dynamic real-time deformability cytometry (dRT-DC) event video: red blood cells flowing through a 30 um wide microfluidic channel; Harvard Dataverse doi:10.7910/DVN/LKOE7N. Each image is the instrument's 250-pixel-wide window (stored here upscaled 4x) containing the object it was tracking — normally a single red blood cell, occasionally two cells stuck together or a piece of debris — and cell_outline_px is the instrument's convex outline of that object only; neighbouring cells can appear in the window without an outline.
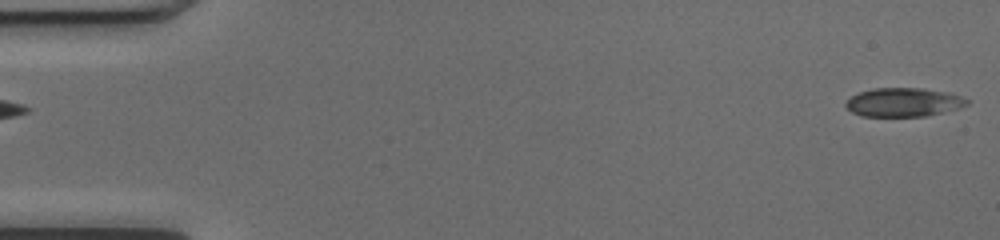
{"species": "common noctule bat (a hibernating species)", "species_latin": "Nyctalus noctula", "temperature_condition": "cold", "stored_images_in_passage": 50, "camera_frame_rate_fps": 3000, "um_per_image_px": 0.085, "animal": {"sex": "female", "body_mass_g": 17.0, "forearm_length_mm": 48.0}, "frame": {"image": 1, "passage_image": 1, "time_ms": 0.0, "image_size_px": [1000, 240], "cell_outline_px": [[968, 104], [956, 108], [924, 116], [860, 116], [852, 112], [844, 104], [852, 96], [860, 92], [872, 88], [924, 88], [948, 92], [960, 96], [968, 100]], "centroid_in_image_um": [76.77, 8.68], "position_along_channel_um": 8.2, "area_um2": 20.06}}
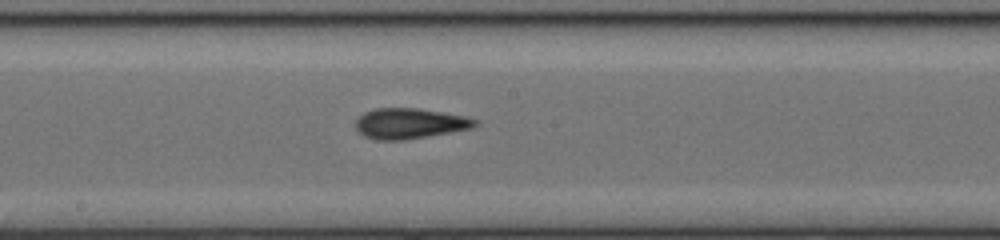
{"frame": {"image": 2, "passage_image": 27, "time_ms": 8.667, "image_size_px": [1000, 240], "cell_outline_px": [[480, 124], [472, 128], [428, 136], [404, 140], [376, 140], [364, 136], [356, 128], [356, 120], [364, 112], [372, 108], [420, 108], [464, 116], [476, 120]], "centroid_in_image_um": [34.81, 10.49], "position_along_channel_um": 213.4, "area_um2": 21.21}}
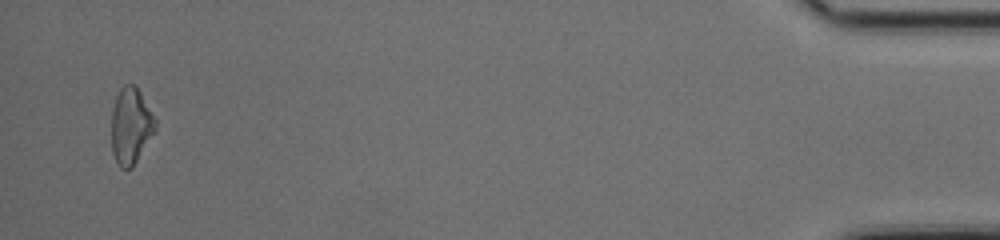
{"frame": {"image": 3, "passage_image": 49, "time_ms": 16.0, "image_size_px": [1000, 240], "cell_outline_px": [[156, 128], [132, 168], [120, 168], [112, 152], [112, 108], [116, 96], [120, 88], [124, 84], [132, 84], [140, 92], [156, 120]], "centroid_in_image_um": [11.1, 10.69], "position_along_channel_um": 424.1, "area_um2": 19.19}, "authors_computed_cell_mechanics": {"area_um2": 20.5768, "velocity_mm_per_s": 4.0886, "shape_relaxation_time_tau1_ms": null, "shape_relaxation_time_tau2_ms": 3.4439, "deformation_change_tau1": null, "deformation_change_tau2": 0.0829}}